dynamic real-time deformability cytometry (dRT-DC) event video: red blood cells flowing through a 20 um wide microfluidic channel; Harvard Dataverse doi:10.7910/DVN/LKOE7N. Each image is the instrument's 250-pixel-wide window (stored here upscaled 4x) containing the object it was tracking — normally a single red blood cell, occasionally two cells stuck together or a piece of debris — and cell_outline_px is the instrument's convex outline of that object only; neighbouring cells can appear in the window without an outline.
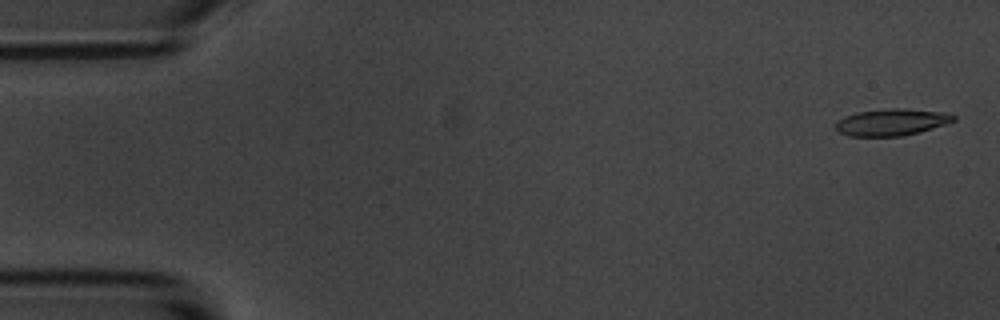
{"species": "common noctule bat (a hibernating species)", "species_latin": "Nyctalus noctula", "temperature_condition": "room temperature", "stored_images_in_passage": 5, "camera_frame_rate_fps": 3000, "um_per_image_px": 0.085, "animal": {"sex": "male", "body_mass_g": 20.1, "forearm_length_mm": 53.5}, "frame": {"image": 1, "passage_image": 1, "time_ms": 0.0, "image_size_px": [1000, 320], "cell_outline_px": [[956, 120], [920, 132], [900, 136], [848, 136], [840, 132], [836, 128], [836, 124], [844, 116], [856, 112], [888, 108], [904, 108], [948, 112], [956, 116]], "centroid_in_image_um": [75.82, 10.37], "position_along_channel_um": 9.2, "area_um2": 18.44}}
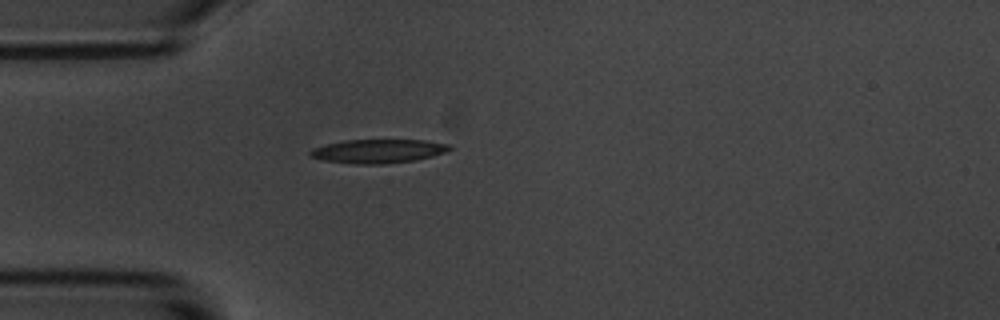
{"frame": {"image": 2, "passage_image": 5, "time_ms": 4.667, "image_size_px": [1000, 320], "cell_outline_px": [[452, 148], [444, 152], [432, 156], [412, 160], [384, 164], [356, 164], [324, 160], [308, 156], [308, 152], [312, 148], [344, 140], [424, 140], [448, 144]], "centroid_in_image_um": [32.1, 12.84], "position_along_channel_um": 52.9, "area_um2": 19.13}}